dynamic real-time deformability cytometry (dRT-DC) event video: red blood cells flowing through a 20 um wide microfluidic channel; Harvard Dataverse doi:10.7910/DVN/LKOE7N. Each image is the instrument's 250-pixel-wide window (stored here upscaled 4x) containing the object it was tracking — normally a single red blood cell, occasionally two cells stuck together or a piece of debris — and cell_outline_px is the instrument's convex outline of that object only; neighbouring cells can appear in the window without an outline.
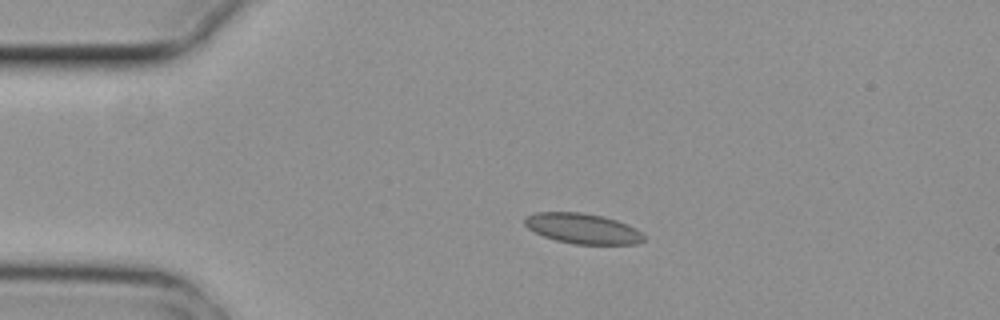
{"species": "common noctule bat (a hibernating species)", "species_latin": "Nyctalus noctula", "temperature_condition": "cold", "stored_images_in_passage": 3, "camera_frame_rate_fps": 3000, "um_per_image_px": 0.085, "animal": {"sex": "female", "body_mass_g": 29.2, "forearm_length_mm": 56.3}, "frame": {"image": 1, "passage_image": 2, "time_ms": 0.333, "image_size_px": [1000, 320], "cell_outline_px": [[644, 240], [636, 244], [572, 244], [556, 240], [544, 236], [528, 228], [524, 224], [524, 216], [536, 212], [580, 212], [604, 216], [616, 220], [636, 228], [644, 236]], "centroid_in_image_um": [49.5, 19.42], "position_along_channel_um": 35.5, "area_um2": 21.04}}